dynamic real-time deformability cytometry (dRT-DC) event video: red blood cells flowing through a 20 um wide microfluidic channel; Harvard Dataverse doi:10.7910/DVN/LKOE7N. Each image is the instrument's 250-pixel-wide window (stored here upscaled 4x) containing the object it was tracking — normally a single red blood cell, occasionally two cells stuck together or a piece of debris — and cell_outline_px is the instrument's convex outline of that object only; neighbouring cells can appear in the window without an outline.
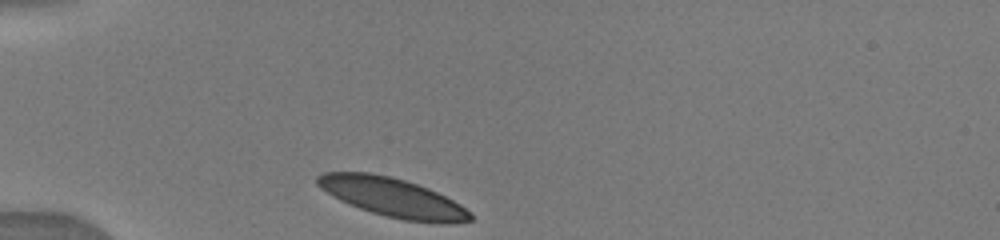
{"species": "human", "species_latin": "Homo sapiens", "temperature_condition": "warm", "stored_images_in_passage": 45, "camera_frame_rate_fps": 3000, "um_per_image_px": 0.085, "donor": {"sex": "male"}, "frame": {"image": 1, "passage_image": 1, "time_ms": 0.0, "image_size_px": [1000, 240], "cell_outline_px": [[472, 220], [444, 224], [404, 220], [384, 216], [360, 208], [340, 200], [332, 196], [320, 188], [316, 184], [316, 176], [324, 172], [368, 172], [388, 176], [404, 180], [428, 188], [460, 204], [472, 212]], "centroid_in_image_um": [33.36, 16.78], "position_along_channel_um": 51.6, "area_um2": 34.56}}
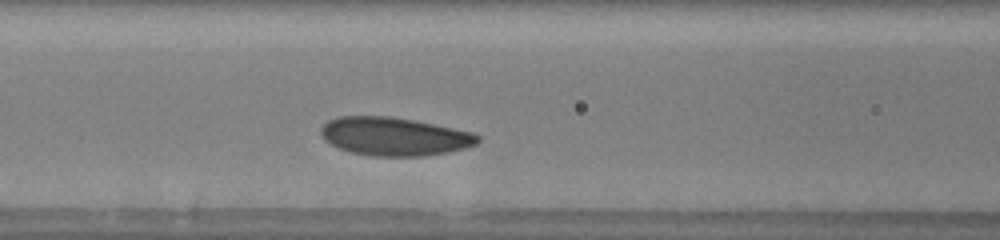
{"frame": {"image": 2, "passage_image": 20, "time_ms": 2.667, "image_size_px": [1000, 240], "cell_outline_px": [[480, 140], [476, 144], [464, 148], [448, 152], [424, 156], [372, 156], [352, 152], [340, 148], [324, 140], [320, 132], [320, 128], [328, 120], [336, 116], [388, 116], [416, 120], [472, 132], [480, 136]], "centroid_in_image_um": [33.51, 11.59], "position_along_channel_um": 133.1, "area_um2": 35.08}}
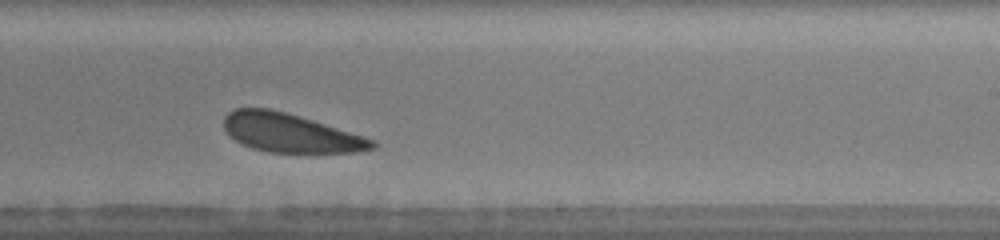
{"frame": {"image": 3, "passage_image": 38, "time_ms": 6.0, "image_size_px": [1000, 240], "cell_outline_px": [[376, 148], [356, 152], [268, 152], [252, 148], [228, 136], [224, 128], [224, 116], [228, 112], [236, 108], [268, 108], [284, 112], [312, 120], [364, 136], [376, 140]], "centroid_in_image_um": [24.66, 11.3], "position_along_channel_um": 264.3, "area_um2": 33.23}}